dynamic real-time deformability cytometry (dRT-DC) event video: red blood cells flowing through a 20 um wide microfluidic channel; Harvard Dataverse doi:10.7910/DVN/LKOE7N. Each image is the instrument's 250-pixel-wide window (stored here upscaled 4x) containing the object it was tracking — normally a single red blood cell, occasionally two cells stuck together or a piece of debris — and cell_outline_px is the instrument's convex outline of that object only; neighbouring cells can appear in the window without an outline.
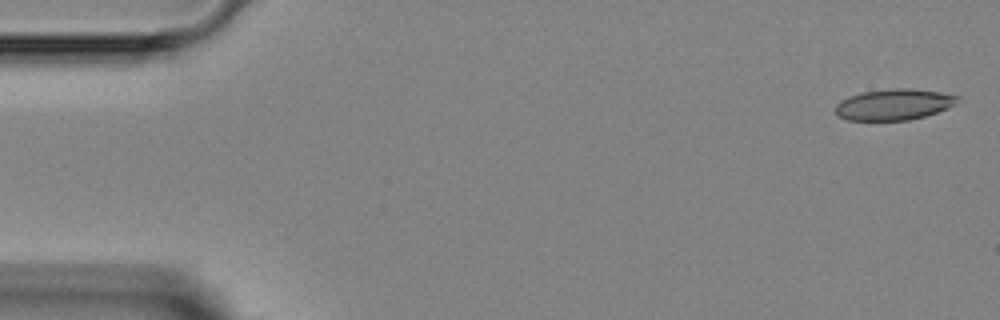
{"species": "Egyptian fruit bat (a non-hibernating species)", "species_latin": "Rousettus aegyptiacus", "temperature_condition": "room temperature", "stored_images_in_passage": 3, "camera_frame_rate_fps": 3000, "um_per_image_px": 0.085, "animal": {"sex": "female"}, "frame": {"image": 1, "passage_image": 1, "time_ms": 0.0, "image_size_px": [1000, 320], "cell_outline_px": [[960, 100], [956, 104], [936, 112], [924, 116], [908, 120], [848, 120], [836, 116], [836, 104], [840, 100], [848, 96], [860, 92], [892, 88], [908, 88], [940, 92], [960, 96]], "centroid_in_image_um": [75.96, 8.87], "position_along_channel_um": 9.0, "area_um2": 22.2}}